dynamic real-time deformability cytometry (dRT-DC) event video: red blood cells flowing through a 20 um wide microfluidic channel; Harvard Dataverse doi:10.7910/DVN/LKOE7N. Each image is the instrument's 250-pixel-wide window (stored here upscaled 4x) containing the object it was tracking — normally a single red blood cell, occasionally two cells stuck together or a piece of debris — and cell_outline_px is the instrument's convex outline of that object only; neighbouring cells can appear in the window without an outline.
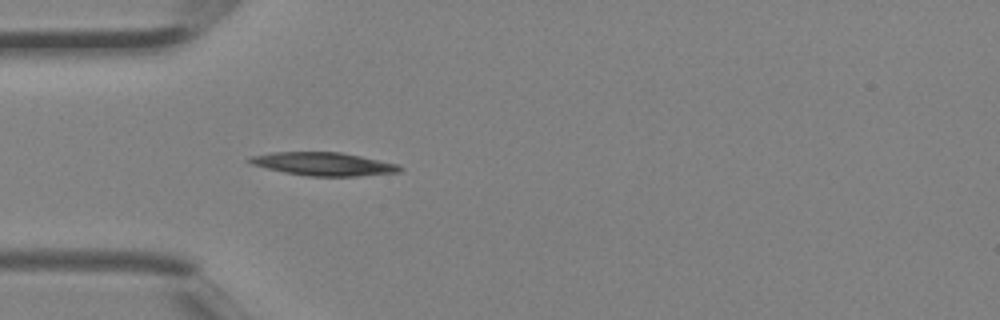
{"species": "Egyptian fruit bat (a non-hibernating species)", "species_latin": "Rousettus aegyptiacus", "temperature_condition": "room temperature", "stored_images_in_passage": 1, "camera_frame_rate_fps": 3000, "um_per_image_px": 0.085, "animal": {"sex": "female"}, "frame": {"image": 1, "passage_image": 1, "time_ms": 0.0, "image_size_px": [1000, 320], "cell_outline_px": [[404, 168], [400, 172], [356, 176], [308, 176], [284, 172], [248, 164], [244, 160], [248, 156], [272, 152], [340, 152], [360, 156], [396, 164]], "centroid_in_image_um": [27.4, 13.93], "position_along_channel_um": 57.6, "area_um2": 20.4}}